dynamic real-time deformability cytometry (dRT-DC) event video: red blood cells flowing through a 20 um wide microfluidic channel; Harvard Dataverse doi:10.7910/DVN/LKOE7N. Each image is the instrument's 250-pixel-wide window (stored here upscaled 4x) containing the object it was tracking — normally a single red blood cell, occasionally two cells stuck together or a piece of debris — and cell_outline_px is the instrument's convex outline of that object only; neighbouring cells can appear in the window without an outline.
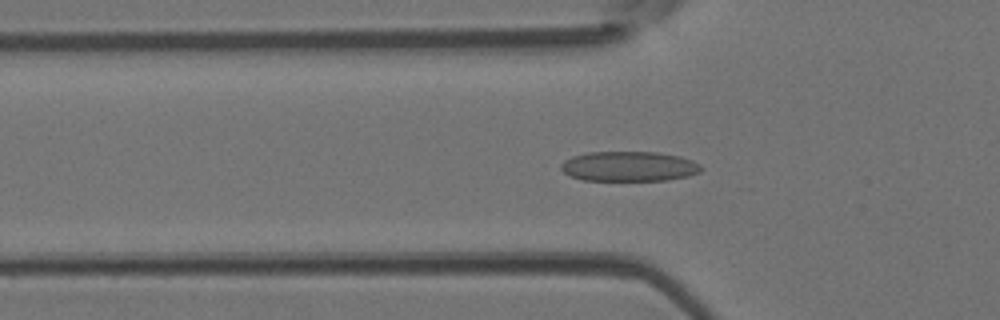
{"species": "Egyptian fruit bat (a non-hibernating species)", "species_latin": "Rousettus aegyptiacus", "temperature_condition": "room temperature", "stored_images_in_passage": 36, "camera_frame_rate_fps": 3000, "um_per_image_px": 0.085, "animal": {"sex": "female"}, "frame": {"image": 1, "passage_image": 16, "time_ms": 5.0, "image_size_px": [1000, 320], "cell_outline_px": [[704, 168], [700, 172], [688, 176], [668, 180], [584, 180], [572, 176], [564, 172], [560, 168], [560, 164], [564, 160], [572, 156], [588, 152], [656, 152], [680, 156], [692, 160], [700, 164]], "centroid_in_image_um": [53.49, 14.13], "position_along_channel_um": 72.3, "area_um2": 24.51}}
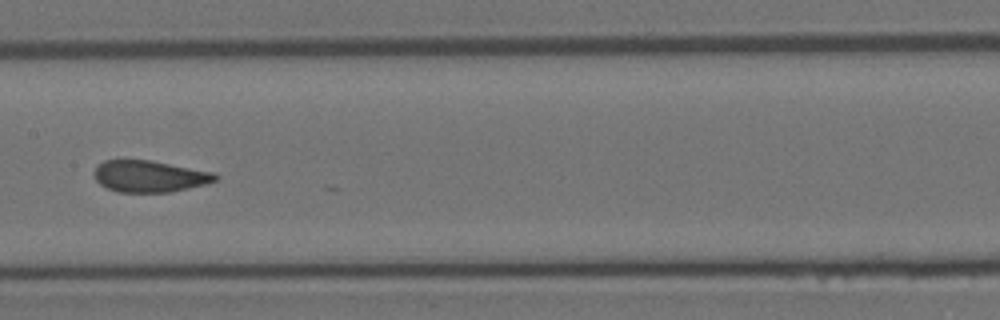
{"frame": {"image": 2, "passage_image": 25, "time_ms": 8.0, "image_size_px": [1000, 320], "cell_outline_px": [[220, 176], [216, 180], [204, 184], [188, 188], [168, 192], [116, 192], [100, 184], [96, 180], [96, 164], [104, 160], [152, 160], [216, 172]], "centroid_in_image_um": [12.74, 14.97], "position_along_channel_um": 194.7, "area_um2": 22.37}}
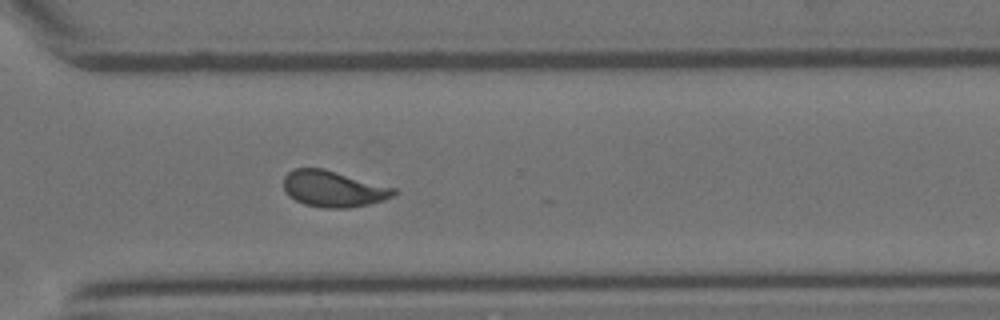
{"frame": {"image": 3, "passage_image": 36, "time_ms": 11.667, "image_size_px": [1000, 320], "cell_outline_px": [[400, 192], [396, 196], [384, 200], [368, 204], [348, 208], [324, 208], [304, 204], [288, 196], [284, 192], [284, 176], [292, 168], [324, 168], [396, 188]], "centroid_in_image_um": [28.36, 16.05], "position_along_channel_um": 342.2, "area_um2": 23.58}}